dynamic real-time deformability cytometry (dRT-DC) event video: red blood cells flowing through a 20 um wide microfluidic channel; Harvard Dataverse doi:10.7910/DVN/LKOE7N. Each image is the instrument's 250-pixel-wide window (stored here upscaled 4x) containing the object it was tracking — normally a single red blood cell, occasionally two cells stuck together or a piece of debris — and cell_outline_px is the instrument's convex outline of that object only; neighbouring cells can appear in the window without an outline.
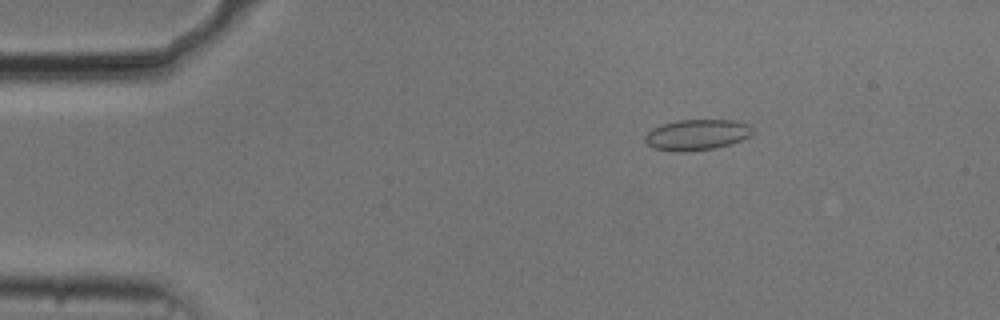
{"species": "common noctule bat (a hibernating species)", "species_latin": "Nyctalus noctula", "temperature_condition": "cold", "stored_images_in_passage": 46, "camera_frame_rate_fps": 3000, "um_per_image_px": 0.085, "animal": {"sex": "male", "body_mass_g": 20.5, "forearm_length_mm": 52.5}, "frame": {"image": 1, "passage_image": 1, "time_ms": 0.0, "image_size_px": [1000, 320], "cell_outline_px": [[752, 136], [716, 148], [684, 152], [676, 152], [656, 148], [648, 144], [644, 140], [644, 136], [652, 128], [676, 120], [736, 120], [752, 124]], "centroid_in_image_um": [59.26, 11.44], "position_along_channel_um": 25.7, "area_um2": 19.36}}
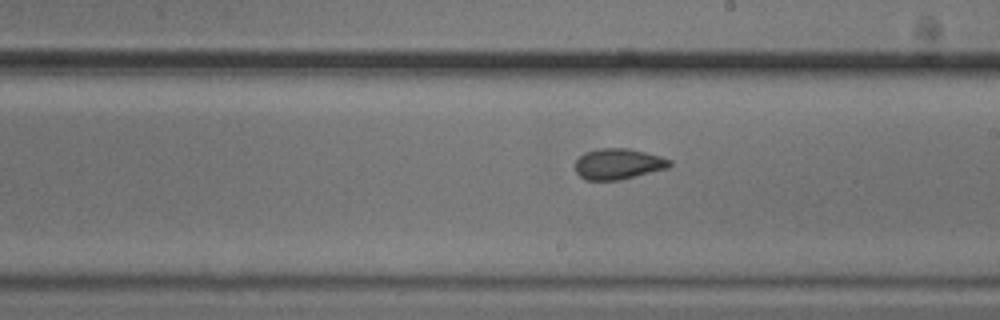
{"frame": {"image": 2, "passage_image": 23, "time_ms": 7.333, "image_size_px": [1000, 320], "cell_outline_px": [[672, 164], [668, 168], [620, 180], [584, 180], [576, 172], [576, 160], [584, 152], [600, 148], [628, 148], [660, 156], [672, 160]], "centroid_in_image_um": [52.55, 13.93], "position_along_channel_um": 236.4, "area_um2": 16.99}}
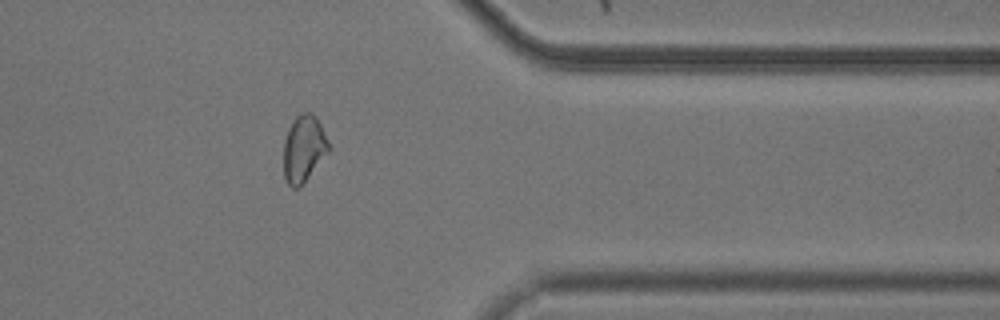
{"frame": {"image": 3, "passage_image": 36, "time_ms": 11.667, "image_size_px": [1000, 320], "cell_outline_px": [[332, 148], [308, 176], [296, 188], [292, 188], [288, 184], [284, 176], [284, 140], [288, 128], [296, 116], [304, 112], [312, 112], [316, 116]], "centroid_in_image_um": [25.82, 12.59], "position_along_channel_um": 385.6, "area_um2": 17.34}, "authors_computed_cell_mechanics": {"area_um2": 17.4556, "velocity_mm_per_s": 3.7446, "shape_relaxation_time_tau1_ms": null, "shape_relaxation_time_tau2_ms": 1.0597, "deformation_change_tau1": null, "deformation_change_tau2": 0.0629}}